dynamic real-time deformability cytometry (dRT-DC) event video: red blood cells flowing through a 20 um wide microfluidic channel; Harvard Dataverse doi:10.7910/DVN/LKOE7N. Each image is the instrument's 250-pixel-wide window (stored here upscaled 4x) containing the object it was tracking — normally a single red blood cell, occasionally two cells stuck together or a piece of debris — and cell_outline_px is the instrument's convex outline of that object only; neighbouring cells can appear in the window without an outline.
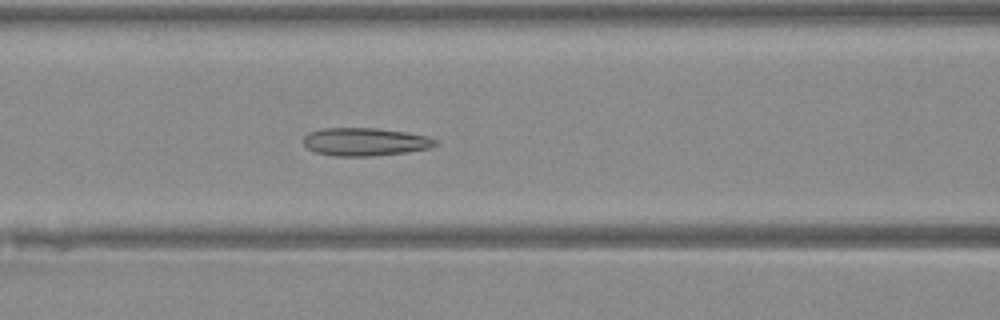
{"species": "Egyptian fruit bat (a non-hibernating species)", "species_latin": "Rousettus aegyptiacus", "temperature_condition": "warm", "stored_images_in_passage": 47, "camera_frame_rate_fps": 3000, "um_per_image_px": 0.085, "animal": {"sex": "female"}, "frame": {"image": 1, "passage_image": 20, "time_ms": 6.333, "image_size_px": [1000, 320], "cell_outline_px": [[436, 144], [428, 148], [408, 152], [372, 156], [332, 156], [316, 152], [308, 148], [304, 144], [304, 136], [308, 132], [324, 128], [376, 128], [404, 132], [424, 136], [436, 140]], "centroid_in_image_um": [30.97, 12.06], "position_along_channel_um": 135.6, "area_um2": 21.33}}
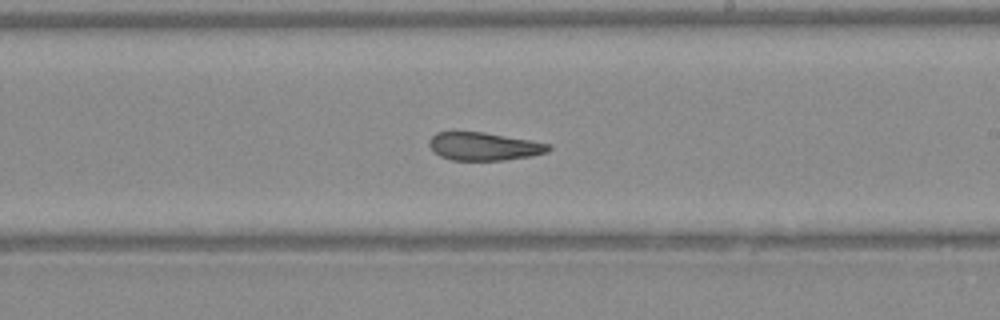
{"frame": {"image": 2, "passage_image": 28, "time_ms": 9.0, "image_size_px": [1000, 320], "cell_outline_px": [[552, 148], [548, 152], [532, 156], [504, 160], [452, 160], [440, 156], [428, 144], [428, 140], [436, 132], [484, 132], [552, 144]], "centroid_in_image_um": [41.17, 12.44], "position_along_channel_um": 247.8, "area_um2": 19.48}}
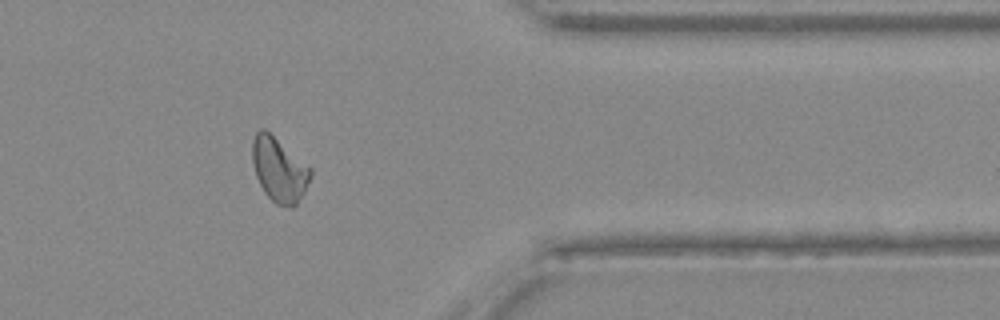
{"frame": {"image": 3, "passage_image": 39, "time_ms": 12.667, "image_size_px": [1000, 320], "cell_outline_px": [[312, 176], [304, 192], [296, 204], [292, 208], [276, 204], [264, 192], [256, 176], [252, 160], [252, 140], [256, 132], [260, 128], [264, 128], [312, 168]], "centroid_in_image_um": [23.73, 14.42], "position_along_channel_um": 387.7, "area_um2": 21.79}}